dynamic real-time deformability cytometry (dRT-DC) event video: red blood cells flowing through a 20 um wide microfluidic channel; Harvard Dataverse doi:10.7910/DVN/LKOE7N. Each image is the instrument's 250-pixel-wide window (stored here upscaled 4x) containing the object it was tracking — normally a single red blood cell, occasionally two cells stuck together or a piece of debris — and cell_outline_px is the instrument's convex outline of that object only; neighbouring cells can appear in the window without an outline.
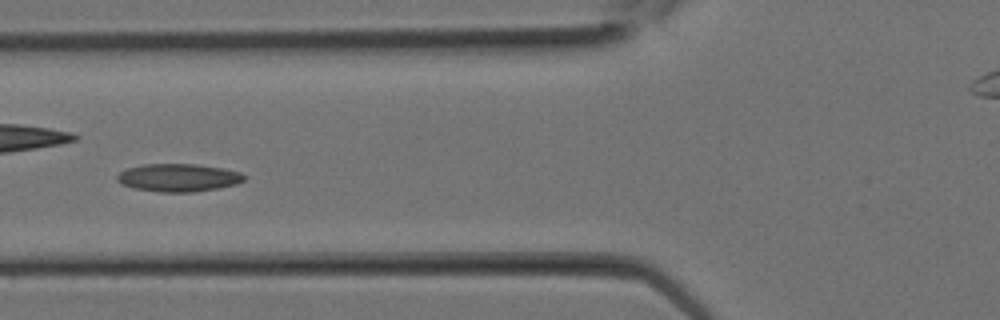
{"species": "Egyptian fruit bat (a non-hibernating species)", "species_latin": "Rousettus aegyptiacus", "temperature_condition": "room temperature", "stored_images_in_passage": 11, "camera_frame_rate_fps": 3000, "um_per_image_px": 0.085, "animal": {"sex": "female"}, "frame": {"image": 1, "passage_image": 10, "time_ms": 3.0, "image_size_px": [1000, 320], "cell_outline_px": [[248, 176], [244, 180], [236, 184], [220, 188], [192, 192], [160, 192], [136, 188], [120, 184], [116, 180], [116, 176], [120, 172], [128, 168], [140, 164], [196, 164], [224, 168], [240, 172]], "centroid_in_image_um": [15.18, 15.09], "position_along_channel_um": 110.6, "area_um2": 20.81}}